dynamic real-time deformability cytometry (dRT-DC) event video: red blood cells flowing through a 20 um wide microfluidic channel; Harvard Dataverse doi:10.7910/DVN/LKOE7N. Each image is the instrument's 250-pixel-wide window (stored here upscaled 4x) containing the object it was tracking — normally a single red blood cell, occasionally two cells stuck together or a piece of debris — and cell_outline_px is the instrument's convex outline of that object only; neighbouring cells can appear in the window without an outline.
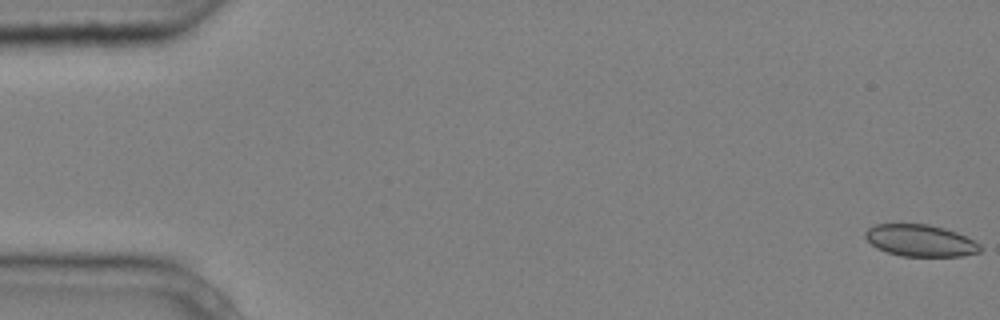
{"species": "common noctule bat (a hibernating species)", "species_latin": "Nyctalus noctula", "temperature_condition": "cold", "stored_images_in_passage": 6, "camera_frame_rate_fps": 3000, "um_per_image_px": 0.085, "animal": {"sex": "male", "body_mass_g": 20.4}, "frame": {"image": 1, "passage_image": 1, "time_ms": 0.0, "image_size_px": [1000, 320], "cell_outline_px": [[980, 252], [964, 256], [900, 256], [876, 248], [864, 236], [864, 232], [868, 228], [876, 224], [928, 224], [944, 228], [956, 232], [980, 244]], "centroid_in_image_um": [78.21, 20.45], "position_along_channel_um": 6.8, "area_um2": 21.21}}
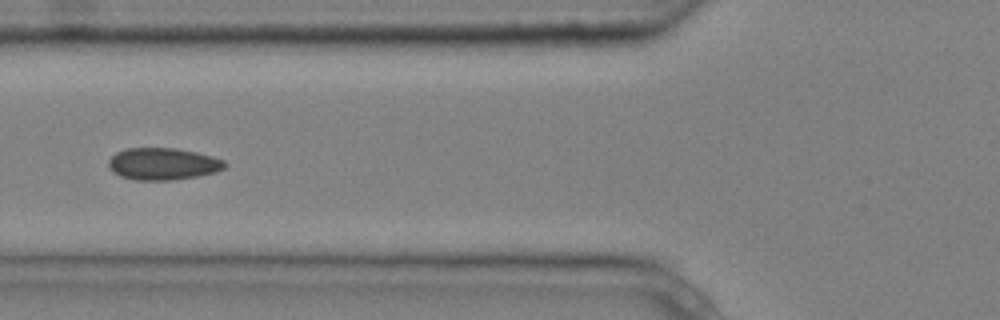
{"frame": {"image": 2, "passage_image": 6, "time_ms": 1.667, "image_size_px": [1000, 320], "cell_outline_px": [[228, 164], [224, 168], [216, 172], [196, 176], [172, 180], [136, 180], [120, 176], [112, 172], [108, 168], [108, 160], [116, 152], [128, 148], [176, 148], [196, 152], [212, 156], [224, 160]], "centroid_in_image_um": [13.83, 13.93], "position_along_channel_um": 112.0, "area_um2": 21.79}}